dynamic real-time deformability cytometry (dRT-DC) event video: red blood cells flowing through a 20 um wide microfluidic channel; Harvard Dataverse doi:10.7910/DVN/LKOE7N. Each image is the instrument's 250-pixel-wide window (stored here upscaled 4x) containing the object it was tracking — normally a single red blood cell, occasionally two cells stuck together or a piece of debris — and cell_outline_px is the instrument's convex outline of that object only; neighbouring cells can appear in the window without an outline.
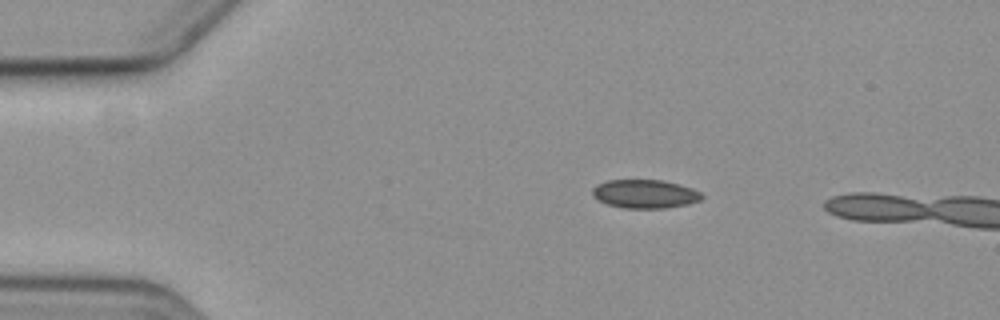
{"species": "common noctule bat (a hibernating species)", "species_latin": "Nyctalus noctula", "temperature_condition": "cold", "stored_images_in_passage": 4, "camera_frame_rate_fps": 3000, "um_per_image_px": 0.085, "animal": {"sex": "female", "body_mass_g": 19.3, "forearm_length_mm": 54.1}, "frame": {"image": 1, "passage_image": 3, "time_ms": 2.333, "image_size_px": [1000, 320], "cell_outline_px": [[704, 196], [700, 200], [688, 204], [664, 208], [624, 208], [608, 204], [592, 196], [592, 188], [608, 180], [664, 180], [680, 184], [692, 188], [700, 192]], "centroid_in_image_um": [54.85, 16.48], "position_along_channel_um": 30.2, "area_um2": 18.15}}